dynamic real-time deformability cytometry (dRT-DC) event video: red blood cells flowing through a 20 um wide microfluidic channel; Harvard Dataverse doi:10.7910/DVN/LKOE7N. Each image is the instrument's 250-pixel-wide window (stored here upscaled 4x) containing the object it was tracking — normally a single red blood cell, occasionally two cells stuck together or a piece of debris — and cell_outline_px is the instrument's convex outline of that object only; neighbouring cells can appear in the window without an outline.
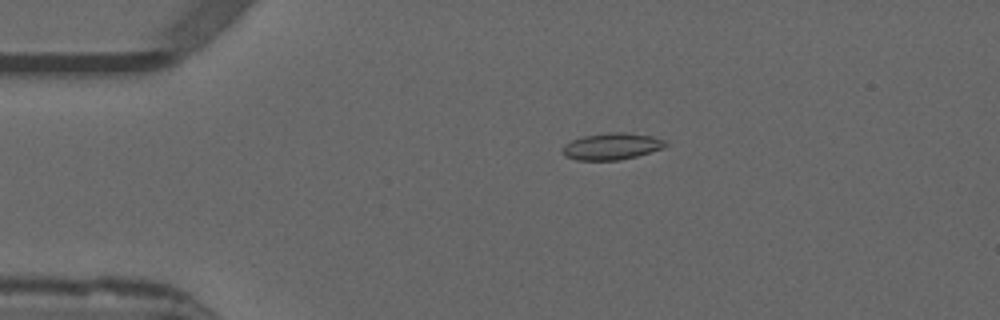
{"species": "common noctule bat (a hibernating species)", "species_latin": "Nyctalus noctula", "temperature_condition": "warm", "stored_images_in_passage": 53, "camera_frame_rate_fps": 3000, "um_per_image_px": 0.085, "animal": {"sex": "male", "forearm_length_mm": 52.5}, "frame": {"image": 1, "passage_image": 11, "time_ms": 3.333, "image_size_px": [1000, 320], "cell_outline_px": [[668, 144], [664, 148], [636, 156], [620, 160], [576, 160], [564, 156], [564, 144], [572, 140], [584, 136], [608, 132], [624, 132], [652, 136], [664, 140]], "centroid_in_image_um": [52.01, 12.44], "position_along_channel_um": 33.0, "area_um2": 15.95}}
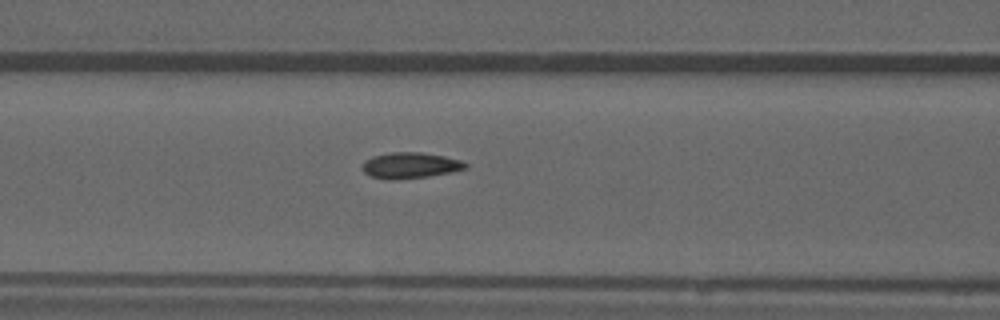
{"frame": {"image": 2, "passage_image": 22, "time_ms": 7.0, "image_size_px": [1000, 320], "cell_outline_px": [[468, 168], [452, 172], [428, 176], [372, 176], [364, 172], [364, 160], [372, 156], [392, 152], [420, 152], [444, 156], [460, 160], [468, 164]], "centroid_in_image_um": [34.96, 13.99], "position_along_channel_um": 131.6, "area_um2": 14.62}}
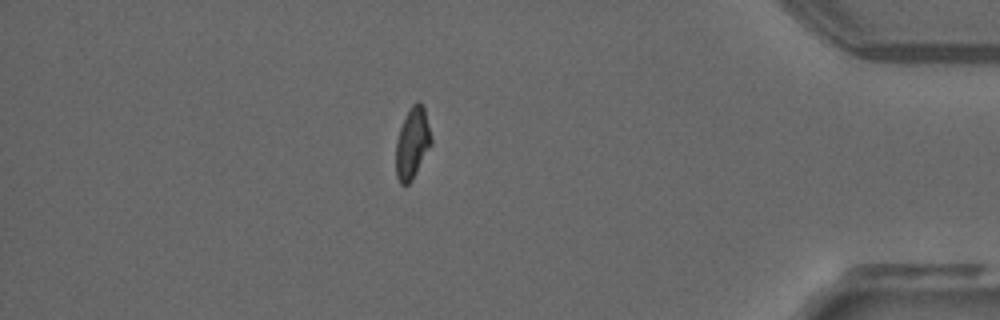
{"frame": {"image": 3, "passage_image": 46, "time_ms": 15.0, "image_size_px": [1000, 320], "cell_outline_px": [[432, 144], [412, 180], [408, 184], [400, 184], [396, 176], [396, 140], [400, 128], [408, 108], [416, 100], [424, 108], [432, 136]], "centroid_in_image_um": [35.05, 12.16], "position_along_channel_um": 400.2, "area_um2": 14.74}, "authors_computed_cell_mechanics": {"area_um2": 15.1436, "velocity_mm_per_s": 3.8778, "shape_relaxation_time_tau1_ms": null, "shape_relaxation_time_tau2_ms": 3.306, "deformation_change_tau1": null, "deformation_change_tau2": 0.0666}}